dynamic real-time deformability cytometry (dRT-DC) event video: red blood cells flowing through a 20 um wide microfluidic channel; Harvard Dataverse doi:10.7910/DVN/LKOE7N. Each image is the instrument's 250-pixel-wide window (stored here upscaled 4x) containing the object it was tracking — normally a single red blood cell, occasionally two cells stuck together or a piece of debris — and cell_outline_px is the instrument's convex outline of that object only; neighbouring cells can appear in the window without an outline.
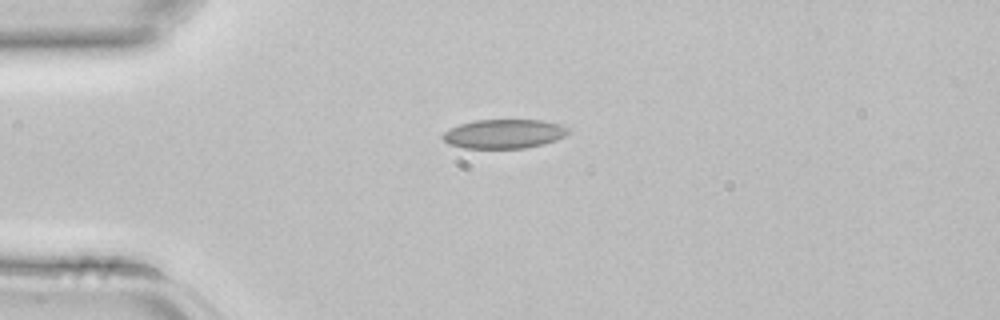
{"species": "common noctule bat (a hibernating species)", "species_latin": "Nyctalus noctula", "temperature_condition": "room temperature", "stored_images_in_passage": 1, "camera_frame_rate_fps": 3000, "um_per_image_px": 0.085, "animal": {"sex": "female", "body_mass_g": 22.7, "forearm_length_mm": 54.2}, "frame": {"image": 1, "passage_image": 1, "time_ms": 0.0, "image_size_px": [1000, 320], "cell_outline_px": [[572, 132], [556, 140], [544, 144], [524, 148], [464, 148], [448, 144], [440, 136], [444, 132], [460, 124], [476, 120], [544, 120], [560, 124], [572, 128]], "centroid_in_image_um": [42.89, 11.37], "position_along_channel_um": 42.1, "area_um2": 21.5}}